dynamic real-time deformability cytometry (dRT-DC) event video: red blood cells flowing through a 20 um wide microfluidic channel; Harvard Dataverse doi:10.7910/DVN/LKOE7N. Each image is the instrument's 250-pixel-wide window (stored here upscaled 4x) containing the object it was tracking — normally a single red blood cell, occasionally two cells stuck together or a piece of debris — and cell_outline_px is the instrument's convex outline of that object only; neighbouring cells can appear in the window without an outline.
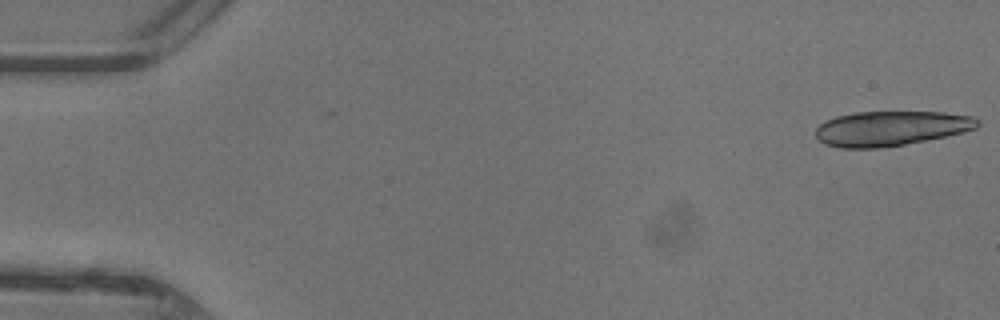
{"species": "common noctule bat (a hibernating species)", "species_latin": "Nyctalus noctula", "temperature_condition": "warm", "stored_images_in_passage": 3, "camera_frame_rate_fps": 3000, "um_per_image_px": 0.085, "animal": {"sex": "female"}, "frame": {"image": 1, "passage_image": 1, "time_ms": 0.0, "image_size_px": [1000, 320], "cell_outline_px": [[980, 124], [976, 128], [944, 136], [904, 144], [876, 148], [840, 148], [824, 144], [816, 136], [816, 128], [824, 120], [836, 116], [856, 112], [944, 112], [972, 116], [980, 120]], "centroid_in_image_um": [75.69, 10.9], "position_along_channel_um": 9.3, "area_um2": 32.66}}